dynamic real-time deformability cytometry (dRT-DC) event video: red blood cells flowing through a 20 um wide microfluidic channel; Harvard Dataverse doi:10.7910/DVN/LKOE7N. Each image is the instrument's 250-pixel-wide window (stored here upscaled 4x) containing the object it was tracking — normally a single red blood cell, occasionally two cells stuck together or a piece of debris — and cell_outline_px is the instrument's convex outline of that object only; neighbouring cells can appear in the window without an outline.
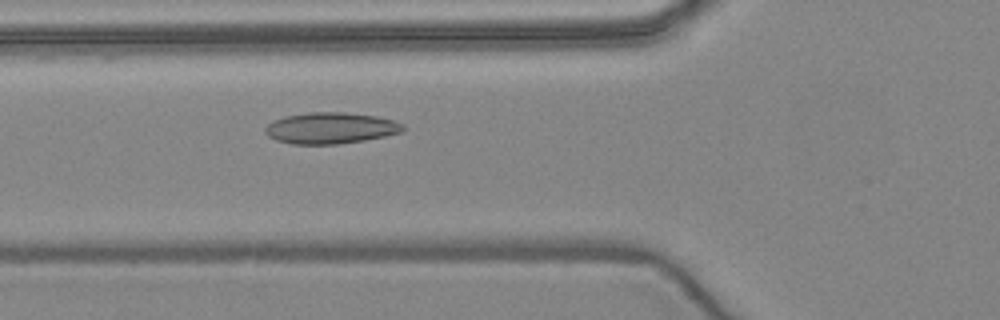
{"species": "common noctule bat (a hibernating species)", "species_latin": "Nyctalus noctula", "temperature_condition": "warm", "stored_images_in_passage": 6, "camera_frame_rate_fps": 3000, "um_per_image_px": 0.085, "animal": {"sex": "female", "body_mass_g": 24.6, "forearm_length_mm": 56.2}, "frame": {"image": 1, "passage_image": 6, "time_ms": 5.667, "image_size_px": [1000, 320], "cell_outline_px": [[404, 128], [400, 132], [384, 136], [364, 140], [336, 144], [292, 144], [276, 140], [268, 136], [264, 132], [264, 128], [272, 120], [288, 116], [308, 112], [344, 112], [376, 116], [392, 120], [404, 124]], "centroid_in_image_um": [28.06, 10.88], "position_along_channel_um": 97.7, "area_um2": 24.97}}